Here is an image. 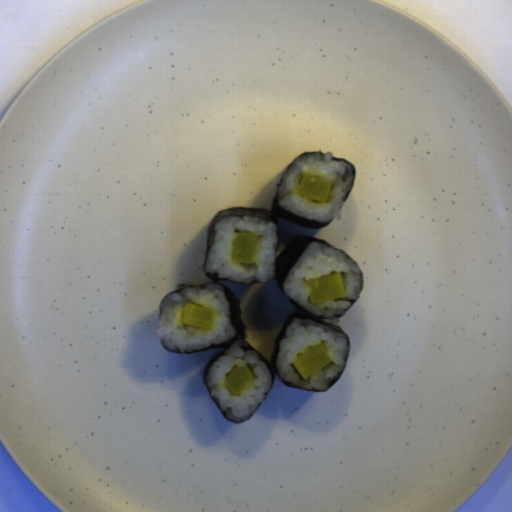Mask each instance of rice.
<instances>
[{
	"instance_id": "652b925c",
	"label": "rice",
	"mask_w": 512,
	"mask_h": 512,
	"mask_svg": "<svg viewBox=\"0 0 512 512\" xmlns=\"http://www.w3.org/2000/svg\"><path fill=\"white\" fill-rule=\"evenodd\" d=\"M188 302L212 309L210 329L182 324V310ZM235 334L230 321V303L219 284L188 287L168 296L160 307L156 335L164 347L172 351L200 350Z\"/></svg>"
},
{
	"instance_id": "023b6e5f",
	"label": "rice",
	"mask_w": 512,
	"mask_h": 512,
	"mask_svg": "<svg viewBox=\"0 0 512 512\" xmlns=\"http://www.w3.org/2000/svg\"><path fill=\"white\" fill-rule=\"evenodd\" d=\"M257 233L255 263H235L230 257L232 235L235 232ZM277 226L268 220L249 214H237L215 223L205 270L240 283L266 282L274 274L277 258Z\"/></svg>"
},
{
	"instance_id": "8eca5e8b",
	"label": "rice",
	"mask_w": 512,
	"mask_h": 512,
	"mask_svg": "<svg viewBox=\"0 0 512 512\" xmlns=\"http://www.w3.org/2000/svg\"><path fill=\"white\" fill-rule=\"evenodd\" d=\"M339 273L343 278L345 297L312 304L307 280ZM361 285V270L354 260L338 249L313 242L292 267L283 288L293 301L314 316L331 318L342 314L358 299Z\"/></svg>"
},
{
	"instance_id": "acb35da6",
	"label": "rice",
	"mask_w": 512,
	"mask_h": 512,
	"mask_svg": "<svg viewBox=\"0 0 512 512\" xmlns=\"http://www.w3.org/2000/svg\"><path fill=\"white\" fill-rule=\"evenodd\" d=\"M314 175L332 181L327 201L316 202L296 193L303 175ZM352 166L335 161L329 151L325 154L305 153L295 160L281 180L278 191L279 205L296 215L319 222L331 219L341 221L344 196L353 183Z\"/></svg>"
},
{
	"instance_id": "b023fe2a",
	"label": "rice",
	"mask_w": 512,
	"mask_h": 512,
	"mask_svg": "<svg viewBox=\"0 0 512 512\" xmlns=\"http://www.w3.org/2000/svg\"><path fill=\"white\" fill-rule=\"evenodd\" d=\"M319 343L327 347L331 361L304 380L292 362L302 352ZM346 355L347 341L342 333L307 318H297L292 320L279 343L275 366L283 381L307 390L324 391L341 374Z\"/></svg>"
},
{
	"instance_id": "e3fd555f",
	"label": "rice",
	"mask_w": 512,
	"mask_h": 512,
	"mask_svg": "<svg viewBox=\"0 0 512 512\" xmlns=\"http://www.w3.org/2000/svg\"><path fill=\"white\" fill-rule=\"evenodd\" d=\"M237 365L248 366L255 382L242 395L233 396L223 383L229 373ZM206 383L211 396L217 399L225 418L234 422L249 419L270 390L272 379L265 363L259 361L255 350H246L233 344L209 368Z\"/></svg>"
}]
</instances>
